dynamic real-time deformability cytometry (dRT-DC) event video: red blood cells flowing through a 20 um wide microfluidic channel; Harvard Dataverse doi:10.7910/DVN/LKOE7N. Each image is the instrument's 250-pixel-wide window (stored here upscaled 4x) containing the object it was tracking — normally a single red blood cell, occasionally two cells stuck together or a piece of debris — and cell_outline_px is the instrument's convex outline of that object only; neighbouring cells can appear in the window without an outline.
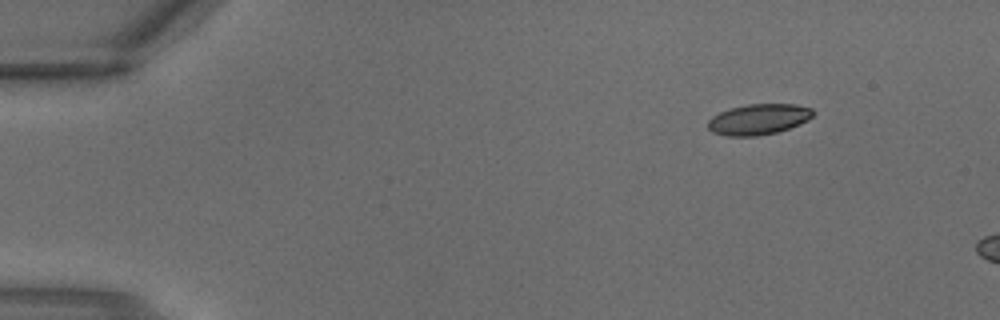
{"species": "common noctule bat (a hibernating species)", "species_latin": "Nyctalus noctula", "temperature_condition": "warm", "stored_images_in_passage": 4, "camera_frame_rate_fps": 3000, "um_per_image_px": 0.085, "animal": {"sex": "male", "body_mass_g": 18.8}, "frame": {"image": 1, "passage_image": 4, "time_ms": 1.0, "image_size_px": [1000, 320], "cell_outline_px": [[816, 112], [808, 120], [800, 124], [776, 132], [756, 136], [728, 136], [712, 132], [708, 128], [708, 120], [712, 116], [728, 108], [748, 104], [796, 104], [812, 108]], "centroid_in_image_um": [64.48, 10.13], "position_along_channel_um": 20.5, "area_um2": 18.9}}